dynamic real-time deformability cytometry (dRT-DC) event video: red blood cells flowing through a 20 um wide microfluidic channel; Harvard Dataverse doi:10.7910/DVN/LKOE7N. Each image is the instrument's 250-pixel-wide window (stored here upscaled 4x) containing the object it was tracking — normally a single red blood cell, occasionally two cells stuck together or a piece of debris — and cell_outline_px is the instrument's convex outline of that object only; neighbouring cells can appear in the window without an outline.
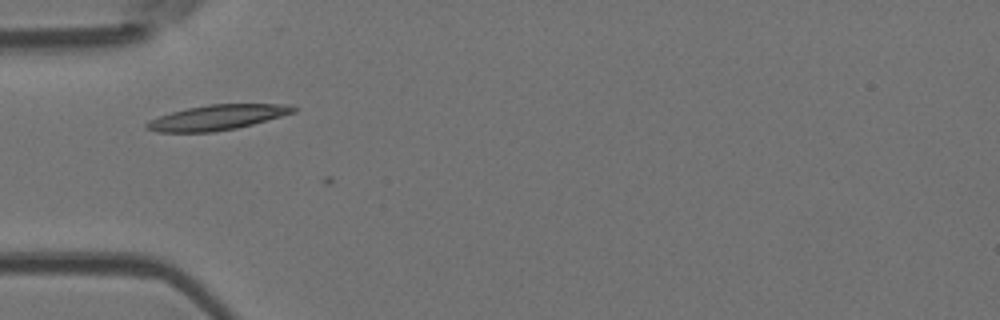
{"species": "Egyptian fruit bat (a non-hibernating species)", "species_latin": "Rousettus aegyptiacus", "temperature_condition": "room temperature", "stored_images_in_passage": 2, "camera_frame_rate_fps": 3000, "um_per_image_px": 0.085, "animal": {"sex": "female"}, "frame": {"image": 1, "passage_image": 1, "time_ms": 0.0, "image_size_px": [1000, 320], "cell_outline_px": [[296, 112], [252, 124], [236, 128], [212, 132], [156, 132], [144, 128], [144, 124], [148, 120], [172, 112], [188, 108], [208, 104], [288, 104], [296, 108]], "centroid_in_image_um": [18.43, 9.98], "position_along_channel_um": 66.6, "area_um2": 21.39}}